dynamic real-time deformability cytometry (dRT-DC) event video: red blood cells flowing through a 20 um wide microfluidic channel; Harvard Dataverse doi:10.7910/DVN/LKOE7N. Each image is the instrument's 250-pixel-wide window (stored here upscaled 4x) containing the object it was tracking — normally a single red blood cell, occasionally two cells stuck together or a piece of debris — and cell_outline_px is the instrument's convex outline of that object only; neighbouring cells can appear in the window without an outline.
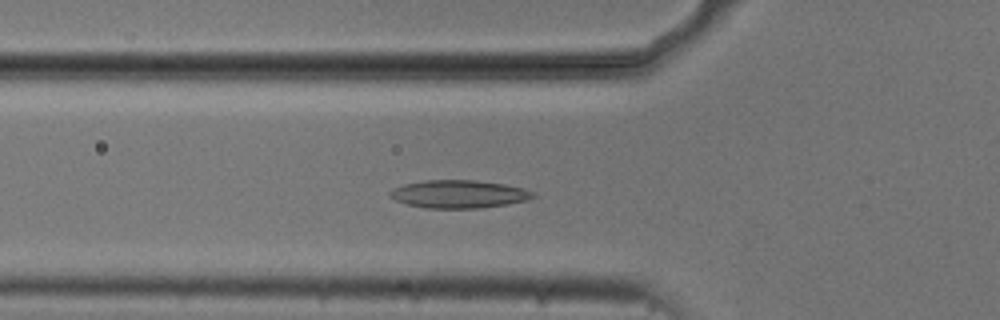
{"species": "common noctule bat (a hibernating species)", "species_latin": "Nyctalus noctula", "temperature_condition": "cold", "stored_images_in_passage": 42, "camera_frame_rate_fps": 3000, "um_per_image_px": 0.085, "animal": {"sex": "male", "body_mass_g": 20.5, "forearm_length_mm": 52.5}, "frame": {"image": 1, "passage_image": 7, "time_ms": 2.0, "image_size_px": [1000, 320], "cell_outline_px": [[536, 196], [528, 200], [508, 204], [480, 208], [424, 208], [408, 204], [396, 200], [388, 196], [388, 192], [392, 188], [404, 184], [424, 180], [476, 180], [504, 184], [524, 188], [532, 192]], "centroid_in_image_um": [38.98, 16.49], "position_along_channel_um": 86.8, "area_um2": 23.41}}
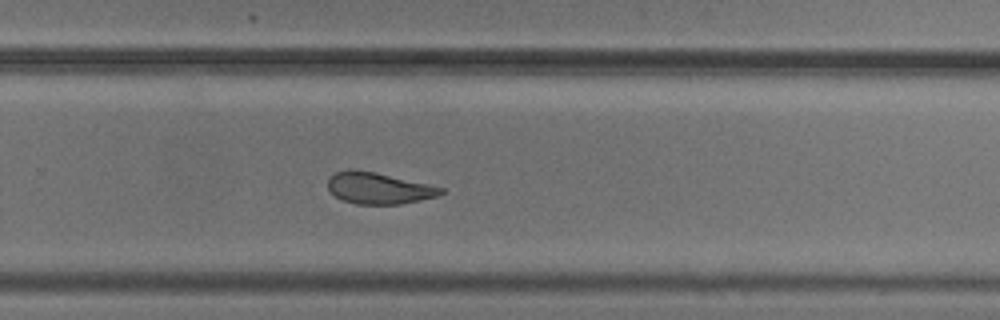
{"frame": {"image": 2, "passage_image": 24, "time_ms": 7.667, "image_size_px": [1000, 320], "cell_outline_px": [[444, 192], [436, 196], [420, 200], [400, 204], [356, 204], [344, 200], [336, 196], [328, 188], [328, 180], [336, 172], [348, 168], [352, 168], [376, 172], [428, 184], [444, 188]], "centroid_in_image_um": [32.18, 15.98], "position_along_channel_um": 297.6, "area_um2": 20.58}}
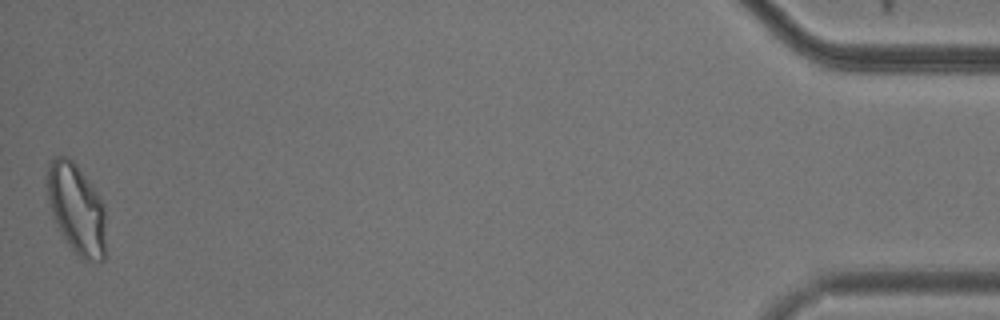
{"frame": {"image": 3, "passage_image": 42, "time_ms": 13.667, "image_size_px": [1000, 320], "cell_outline_px": [[104, 260], [100, 264], [84, 260], [68, 244], [60, 232], [52, 216], [44, 184], [48, 164], [52, 156], [68, 156], [76, 164], [100, 196], [104, 204]], "centroid_in_image_um": [6.46, 17.71], "position_along_channel_um": 428.7, "area_um2": 31.33}, "authors_computed_cell_mechanics": {"area_um2": 22.4842, "velocity_mm_per_s": 3.7101, "shape_relaxation_time_tau1_ms": 6.6615, "shape_relaxation_time_tau2_ms": 2.5234, "deformation_change_tau1": 0.1673, "deformation_change_tau2": 0.0763}}